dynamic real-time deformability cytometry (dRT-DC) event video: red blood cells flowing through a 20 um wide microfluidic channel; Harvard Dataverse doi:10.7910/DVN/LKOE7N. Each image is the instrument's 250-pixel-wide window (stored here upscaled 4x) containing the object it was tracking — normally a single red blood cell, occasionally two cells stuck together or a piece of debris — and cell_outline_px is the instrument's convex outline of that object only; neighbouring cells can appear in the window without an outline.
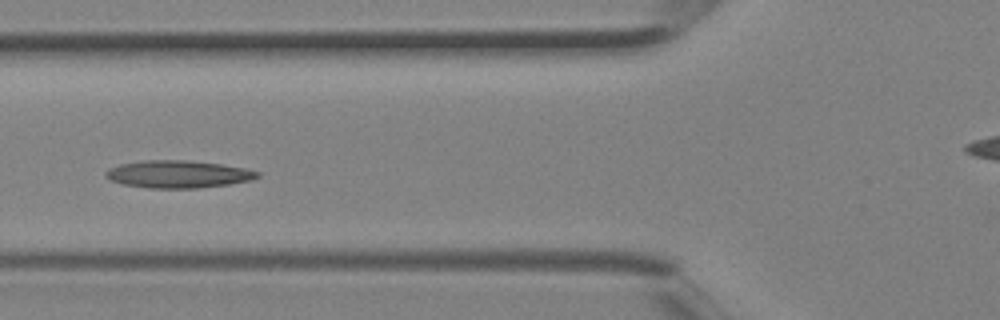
{"species": "Egyptian fruit bat (a non-hibernating species)", "species_latin": "Rousettus aegyptiacus", "temperature_condition": "room temperature", "stored_images_in_passage": 5, "camera_frame_rate_fps": 3000, "um_per_image_px": 0.085, "animal": {"sex": "female"}, "frame": {"image": 1, "passage_image": 5, "time_ms": 1.333, "image_size_px": [1000, 320], "cell_outline_px": [[260, 176], [252, 180], [228, 184], [196, 188], [148, 188], [124, 184], [112, 180], [104, 176], [104, 172], [108, 168], [120, 164], [144, 160], [184, 160], [220, 164], [244, 168], [260, 172]], "centroid_in_image_um": [15.12, 14.8], "position_along_channel_um": 110.7, "area_um2": 24.16}}